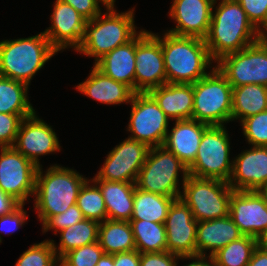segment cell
<instances>
[{"label":"cell","instance_id":"24","mask_svg":"<svg viewBox=\"0 0 267 266\" xmlns=\"http://www.w3.org/2000/svg\"><path fill=\"white\" fill-rule=\"evenodd\" d=\"M148 93L171 121L192 119L193 84L166 83Z\"/></svg>","mask_w":267,"mask_h":266},{"label":"cell","instance_id":"5","mask_svg":"<svg viewBox=\"0 0 267 266\" xmlns=\"http://www.w3.org/2000/svg\"><path fill=\"white\" fill-rule=\"evenodd\" d=\"M58 52L43 32L0 41V76L27 84Z\"/></svg>","mask_w":267,"mask_h":266},{"label":"cell","instance_id":"43","mask_svg":"<svg viewBox=\"0 0 267 266\" xmlns=\"http://www.w3.org/2000/svg\"><path fill=\"white\" fill-rule=\"evenodd\" d=\"M58 1L71 5L87 21L94 19L96 16L102 13L103 9L100 7L101 4L104 6V10L107 8V6L101 0H58Z\"/></svg>","mask_w":267,"mask_h":266},{"label":"cell","instance_id":"6","mask_svg":"<svg viewBox=\"0 0 267 266\" xmlns=\"http://www.w3.org/2000/svg\"><path fill=\"white\" fill-rule=\"evenodd\" d=\"M180 174L182 177L179 176ZM188 175V167L174 153L163 146L151 147L135 185L147 192L167 197H180ZM179 180L182 183H179Z\"/></svg>","mask_w":267,"mask_h":266},{"label":"cell","instance_id":"38","mask_svg":"<svg viewBox=\"0 0 267 266\" xmlns=\"http://www.w3.org/2000/svg\"><path fill=\"white\" fill-rule=\"evenodd\" d=\"M247 14L252 25L267 36V0H236Z\"/></svg>","mask_w":267,"mask_h":266},{"label":"cell","instance_id":"35","mask_svg":"<svg viewBox=\"0 0 267 266\" xmlns=\"http://www.w3.org/2000/svg\"><path fill=\"white\" fill-rule=\"evenodd\" d=\"M59 258L51 239L35 243L20 255L15 266H58Z\"/></svg>","mask_w":267,"mask_h":266},{"label":"cell","instance_id":"16","mask_svg":"<svg viewBox=\"0 0 267 266\" xmlns=\"http://www.w3.org/2000/svg\"><path fill=\"white\" fill-rule=\"evenodd\" d=\"M197 224L184 201L175 199L164 222L167 251L179 256H196Z\"/></svg>","mask_w":267,"mask_h":266},{"label":"cell","instance_id":"47","mask_svg":"<svg viewBox=\"0 0 267 266\" xmlns=\"http://www.w3.org/2000/svg\"><path fill=\"white\" fill-rule=\"evenodd\" d=\"M247 266H267V253L256 248Z\"/></svg>","mask_w":267,"mask_h":266},{"label":"cell","instance_id":"19","mask_svg":"<svg viewBox=\"0 0 267 266\" xmlns=\"http://www.w3.org/2000/svg\"><path fill=\"white\" fill-rule=\"evenodd\" d=\"M214 0H173L169 17L176 26L166 32L204 39L211 23Z\"/></svg>","mask_w":267,"mask_h":266},{"label":"cell","instance_id":"42","mask_svg":"<svg viewBox=\"0 0 267 266\" xmlns=\"http://www.w3.org/2000/svg\"><path fill=\"white\" fill-rule=\"evenodd\" d=\"M179 259L181 256L168 251L140 253V266H178Z\"/></svg>","mask_w":267,"mask_h":266},{"label":"cell","instance_id":"8","mask_svg":"<svg viewBox=\"0 0 267 266\" xmlns=\"http://www.w3.org/2000/svg\"><path fill=\"white\" fill-rule=\"evenodd\" d=\"M233 192L228 182L188 175L180 198L200 222L228 216Z\"/></svg>","mask_w":267,"mask_h":266},{"label":"cell","instance_id":"1","mask_svg":"<svg viewBox=\"0 0 267 266\" xmlns=\"http://www.w3.org/2000/svg\"><path fill=\"white\" fill-rule=\"evenodd\" d=\"M217 1L219 0H214L211 23L204 38L209 54L215 62L263 37L236 0H220L218 4Z\"/></svg>","mask_w":267,"mask_h":266},{"label":"cell","instance_id":"51","mask_svg":"<svg viewBox=\"0 0 267 266\" xmlns=\"http://www.w3.org/2000/svg\"><path fill=\"white\" fill-rule=\"evenodd\" d=\"M107 7H115L116 0H101Z\"/></svg>","mask_w":267,"mask_h":266},{"label":"cell","instance_id":"32","mask_svg":"<svg viewBox=\"0 0 267 266\" xmlns=\"http://www.w3.org/2000/svg\"><path fill=\"white\" fill-rule=\"evenodd\" d=\"M136 250L140 253L167 251L164 224L146 220H130Z\"/></svg>","mask_w":267,"mask_h":266},{"label":"cell","instance_id":"18","mask_svg":"<svg viewBox=\"0 0 267 266\" xmlns=\"http://www.w3.org/2000/svg\"><path fill=\"white\" fill-rule=\"evenodd\" d=\"M229 215L244 236L256 239L267 231V204L259 191H234Z\"/></svg>","mask_w":267,"mask_h":266},{"label":"cell","instance_id":"10","mask_svg":"<svg viewBox=\"0 0 267 266\" xmlns=\"http://www.w3.org/2000/svg\"><path fill=\"white\" fill-rule=\"evenodd\" d=\"M218 70L232 88L257 84L267 86V36L216 61Z\"/></svg>","mask_w":267,"mask_h":266},{"label":"cell","instance_id":"21","mask_svg":"<svg viewBox=\"0 0 267 266\" xmlns=\"http://www.w3.org/2000/svg\"><path fill=\"white\" fill-rule=\"evenodd\" d=\"M173 124L162 146L189 167L196 158L204 130L209 125L194 119L176 120Z\"/></svg>","mask_w":267,"mask_h":266},{"label":"cell","instance_id":"28","mask_svg":"<svg viewBox=\"0 0 267 266\" xmlns=\"http://www.w3.org/2000/svg\"><path fill=\"white\" fill-rule=\"evenodd\" d=\"M98 242L104 254H117L136 250L134 234L128 221L106 219L100 222Z\"/></svg>","mask_w":267,"mask_h":266},{"label":"cell","instance_id":"25","mask_svg":"<svg viewBox=\"0 0 267 266\" xmlns=\"http://www.w3.org/2000/svg\"><path fill=\"white\" fill-rule=\"evenodd\" d=\"M137 35L128 43L116 47L93 64L104 75L124 83L135 92V53Z\"/></svg>","mask_w":267,"mask_h":266},{"label":"cell","instance_id":"46","mask_svg":"<svg viewBox=\"0 0 267 266\" xmlns=\"http://www.w3.org/2000/svg\"><path fill=\"white\" fill-rule=\"evenodd\" d=\"M180 260H193L183 266H215L212 256H181Z\"/></svg>","mask_w":267,"mask_h":266},{"label":"cell","instance_id":"39","mask_svg":"<svg viewBox=\"0 0 267 266\" xmlns=\"http://www.w3.org/2000/svg\"><path fill=\"white\" fill-rule=\"evenodd\" d=\"M84 218L81 210L77 204L70 206L65 212L52 216L43 226L42 233L48 231H54L53 234L57 236V233L61 230L68 228Z\"/></svg>","mask_w":267,"mask_h":266},{"label":"cell","instance_id":"7","mask_svg":"<svg viewBox=\"0 0 267 266\" xmlns=\"http://www.w3.org/2000/svg\"><path fill=\"white\" fill-rule=\"evenodd\" d=\"M193 92L192 119L208 125L232 122V86L216 66L193 84Z\"/></svg>","mask_w":267,"mask_h":266},{"label":"cell","instance_id":"45","mask_svg":"<svg viewBox=\"0 0 267 266\" xmlns=\"http://www.w3.org/2000/svg\"><path fill=\"white\" fill-rule=\"evenodd\" d=\"M19 203L0 189V216L10 213Z\"/></svg>","mask_w":267,"mask_h":266},{"label":"cell","instance_id":"9","mask_svg":"<svg viewBox=\"0 0 267 266\" xmlns=\"http://www.w3.org/2000/svg\"><path fill=\"white\" fill-rule=\"evenodd\" d=\"M230 136L225 125H209L203 133L189 175L229 182L233 170Z\"/></svg>","mask_w":267,"mask_h":266},{"label":"cell","instance_id":"23","mask_svg":"<svg viewBox=\"0 0 267 266\" xmlns=\"http://www.w3.org/2000/svg\"><path fill=\"white\" fill-rule=\"evenodd\" d=\"M85 81L79 83L76 91L106 105L129 104L134 91L127 85L104 75L94 65Z\"/></svg>","mask_w":267,"mask_h":266},{"label":"cell","instance_id":"48","mask_svg":"<svg viewBox=\"0 0 267 266\" xmlns=\"http://www.w3.org/2000/svg\"><path fill=\"white\" fill-rule=\"evenodd\" d=\"M257 248L267 253V231L263 232L256 238Z\"/></svg>","mask_w":267,"mask_h":266},{"label":"cell","instance_id":"26","mask_svg":"<svg viewBox=\"0 0 267 266\" xmlns=\"http://www.w3.org/2000/svg\"><path fill=\"white\" fill-rule=\"evenodd\" d=\"M100 189L107 209V219L130 221L133 214L135 183L92 180Z\"/></svg>","mask_w":267,"mask_h":266},{"label":"cell","instance_id":"20","mask_svg":"<svg viewBox=\"0 0 267 266\" xmlns=\"http://www.w3.org/2000/svg\"><path fill=\"white\" fill-rule=\"evenodd\" d=\"M228 184L234 191H259L267 185V146H251L238 154Z\"/></svg>","mask_w":267,"mask_h":266},{"label":"cell","instance_id":"4","mask_svg":"<svg viewBox=\"0 0 267 266\" xmlns=\"http://www.w3.org/2000/svg\"><path fill=\"white\" fill-rule=\"evenodd\" d=\"M116 7H107L94 19L86 22L82 42L75 52L94 57V64L116 47L131 41L137 31L134 16L135 7L118 12Z\"/></svg>","mask_w":267,"mask_h":266},{"label":"cell","instance_id":"15","mask_svg":"<svg viewBox=\"0 0 267 266\" xmlns=\"http://www.w3.org/2000/svg\"><path fill=\"white\" fill-rule=\"evenodd\" d=\"M58 138L52 126L39 118L35 112L22 120L13 147L40 167L41 156L61 151Z\"/></svg>","mask_w":267,"mask_h":266},{"label":"cell","instance_id":"50","mask_svg":"<svg viewBox=\"0 0 267 266\" xmlns=\"http://www.w3.org/2000/svg\"><path fill=\"white\" fill-rule=\"evenodd\" d=\"M260 194L264 197L266 204H267V185L263 186L260 190H259Z\"/></svg>","mask_w":267,"mask_h":266},{"label":"cell","instance_id":"13","mask_svg":"<svg viewBox=\"0 0 267 266\" xmlns=\"http://www.w3.org/2000/svg\"><path fill=\"white\" fill-rule=\"evenodd\" d=\"M37 168L14 147H0V189L19 204L34 196Z\"/></svg>","mask_w":267,"mask_h":266},{"label":"cell","instance_id":"27","mask_svg":"<svg viewBox=\"0 0 267 266\" xmlns=\"http://www.w3.org/2000/svg\"><path fill=\"white\" fill-rule=\"evenodd\" d=\"M267 110V86L246 84L232 88V121L240 123Z\"/></svg>","mask_w":267,"mask_h":266},{"label":"cell","instance_id":"31","mask_svg":"<svg viewBox=\"0 0 267 266\" xmlns=\"http://www.w3.org/2000/svg\"><path fill=\"white\" fill-rule=\"evenodd\" d=\"M29 86L0 76V113L33 115L36 111L29 101Z\"/></svg>","mask_w":267,"mask_h":266},{"label":"cell","instance_id":"2","mask_svg":"<svg viewBox=\"0 0 267 266\" xmlns=\"http://www.w3.org/2000/svg\"><path fill=\"white\" fill-rule=\"evenodd\" d=\"M42 167L36 172L33 209L43 226L52 216L76 204L79 191L89 178L75 169L57 164L50 165L45 171Z\"/></svg>","mask_w":267,"mask_h":266},{"label":"cell","instance_id":"44","mask_svg":"<svg viewBox=\"0 0 267 266\" xmlns=\"http://www.w3.org/2000/svg\"><path fill=\"white\" fill-rule=\"evenodd\" d=\"M114 266H140V252L137 250L113 254Z\"/></svg>","mask_w":267,"mask_h":266},{"label":"cell","instance_id":"17","mask_svg":"<svg viewBox=\"0 0 267 266\" xmlns=\"http://www.w3.org/2000/svg\"><path fill=\"white\" fill-rule=\"evenodd\" d=\"M50 16L51 26L43 31L51 46L57 51L80 46L87 20L71 5L56 0Z\"/></svg>","mask_w":267,"mask_h":266},{"label":"cell","instance_id":"29","mask_svg":"<svg viewBox=\"0 0 267 266\" xmlns=\"http://www.w3.org/2000/svg\"><path fill=\"white\" fill-rule=\"evenodd\" d=\"M178 198L180 197H167L135 187L131 220H146L164 224L169 207Z\"/></svg>","mask_w":267,"mask_h":266},{"label":"cell","instance_id":"36","mask_svg":"<svg viewBox=\"0 0 267 266\" xmlns=\"http://www.w3.org/2000/svg\"><path fill=\"white\" fill-rule=\"evenodd\" d=\"M104 254L99 242H94L68 251L59 259L61 266H96Z\"/></svg>","mask_w":267,"mask_h":266},{"label":"cell","instance_id":"34","mask_svg":"<svg viewBox=\"0 0 267 266\" xmlns=\"http://www.w3.org/2000/svg\"><path fill=\"white\" fill-rule=\"evenodd\" d=\"M84 218L103 222L107 219L105 201L99 187L88 179L81 187L77 202Z\"/></svg>","mask_w":267,"mask_h":266},{"label":"cell","instance_id":"49","mask_svg":"<svg viewBox=\"0 0 267 266\" xmlns=\"http://www.w3.org/2000/svg\"><path fill=\"white\" fill-rule=\"evenodd\" d=\"M96 266H114L113 255L103 254Z\"/></svg>","mask_w":267,"mask_h":266},{"label":"cell","instance_id":"22","mask_svg":"<svg viewBox=\"0 0 267 266\" xmlns=\"http://www.w3.org/2000/svg\"><path fill=\"white\" fill-rule=\"evenodd\" d=\"M244 236L230 215L200 221L196 232V255L212 256L232 241ZM207 251L209 254H207Z\"/></svg>","mask_w":267,"mask_h":266},{"label":"cell","instance_id":"33","mask_svg":"<svg viewBox=\"0 0 267 266\" xmlns=\"http://www.w3.org/2000/svg\"><path fill=\"white\" fill-rule=\"evenodd\" d=\"M257 248L254 237L242 236L212 255L215 266H247Z\"/></svg>","mask_w":267,"mask_h":266},{"label":"cell","instance_id":"40","mask_svg":"<svg viewBox=\"0 0 267 266\" xmlns=\"http://www.w3.org/2000/svg\"><path fill=\"white\" fill-rule=\"evenodd\" d=\"M30 116L0 113V147H13L22 120Z\"/></svg>","mask_w":267,"mask_h":266},{"label":"cell","instance_id":"41","mask_svg":"<svg viewBox=\"0 0 267 266\" xmlns=\"http://www.w3.org/2000/svg\"><path fill=\"white\" fill-rule=\"evenodd\" d=\"M25 204H19L10 213L0 216V244L2 243V236L12 235L20 227H23L27 222V211L24 210Z\"/></svg>","mask_w":267,"mask_h":266},{"label":"cell","instance_id":"30","mask_svg":"<svg viewBox=\"0 0 267 266\" xmlns=\"http://www.w3.org/2000/svg\"><path fill=\"white\" fill-rule=\"evenodd\" d=\"M100 222L92 219H83L77 224L58 232L59 244L51 239L57 257L60 259L68 251L98 241Z\"/></svg>","mask_w":267,"mask_h":266},{"label":"cell","instance_id":"11","mask_svg":"<svg viewBox=\"0 0 267 266\" xmlns=\"http://www.w3.org/2000/svg\"><path fill=\"white\" fill-rule=\"evenodd\" d=\"M126 131L128 138L145 143L149 148L162 146L168 132L169 121L149 93H134Z\"/></svg>","mask_w":267,"mask_h":266},{"label":"cell","instance_id":"14","mask_svg":"<svg viewBox=\"0 0 267 266\" xmlns=\"http://www.w3.org/2000/svg\"><path fill=\"white\" fill-rule=\"evenodd\" d=\"M149 149L145 143L125 138L109 151L103 165L91 180L135 183Z\"/></svg>","mask_w":267,"mask_h":266},{"label":"cell","instance_id":"3","mask_svg":"<svg viewBox=\"0 0 267 266\" xmlns=\"http://www.w3.org/2000/svg\"><path fill=\"white\" fill-rule=\"evenodd\" d=\"M162 35L160 43L167 83L194 84L215 67L212 63L216 62L211 58L204 39L177 36L166 31Z\"/></svg>","mask_w":267,"mask_h":266},{"label":"cell","instance_id":"12","mask_svg":"<svg viewBox=\"0 0 267 266\" xmlns=\"http://www.w3.org/2000/svg\"><path fill=\"white\" fill-rule=\"evenodd\" d=\"M135 61V93H148L167 83L160 34L140 28Z\"/></svg>","mask_w":267,"mask_h":266},{"label":"cell","instance_id":"37","mask_svg":"<svg viewBox=\"0 0 267 266\" xmlns=\"http://www.w3.org/2000/svg\"><path fill=\"white\" fill-rule=\"evenodd\" d=\"M240 124L249 145L267 146V110L245 118Z\"/></svg>","mask_w":267,"mask_h":266}]
</instances>
